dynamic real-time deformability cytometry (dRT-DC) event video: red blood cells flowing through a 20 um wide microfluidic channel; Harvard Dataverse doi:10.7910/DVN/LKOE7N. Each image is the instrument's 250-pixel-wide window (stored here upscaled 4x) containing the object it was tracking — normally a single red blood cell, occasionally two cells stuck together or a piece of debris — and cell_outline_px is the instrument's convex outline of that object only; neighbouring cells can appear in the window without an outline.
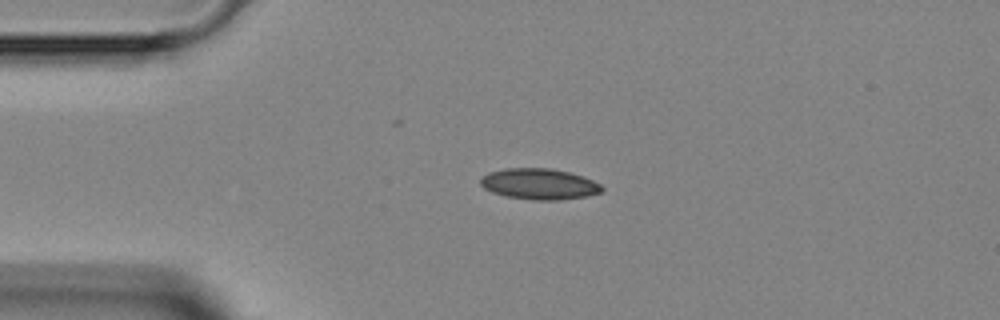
{"species": "Egyptian fruit bat (a non-hibernating species)", "species_latin": "Rousettus aegyptiacus", "temperature_condition": "room temperature", "stored_images_in_passage": 4, "camera_frame_rate_fps": 3000, "um_per_image_px": 0.085, "animal": {"sex": "female"}, "frame": {"image": 1, "passage_image": 3, "time_ms": 3.0, "image_size_px": [1000, 320], "cell_outline_px": [[604, 192], [588, 196], [560, 200], [532, 200], [508, 196], [492, 192], [484, 188], [480, 184], [480, 176], [488, 172], [504, 168], [552, 168], [584, 176], [600, 184], [604, 188]], "centroid_in_image_um": [45.85, 15.63], "position_along_channel_um": 39.2, "area_um2": 22.14}}